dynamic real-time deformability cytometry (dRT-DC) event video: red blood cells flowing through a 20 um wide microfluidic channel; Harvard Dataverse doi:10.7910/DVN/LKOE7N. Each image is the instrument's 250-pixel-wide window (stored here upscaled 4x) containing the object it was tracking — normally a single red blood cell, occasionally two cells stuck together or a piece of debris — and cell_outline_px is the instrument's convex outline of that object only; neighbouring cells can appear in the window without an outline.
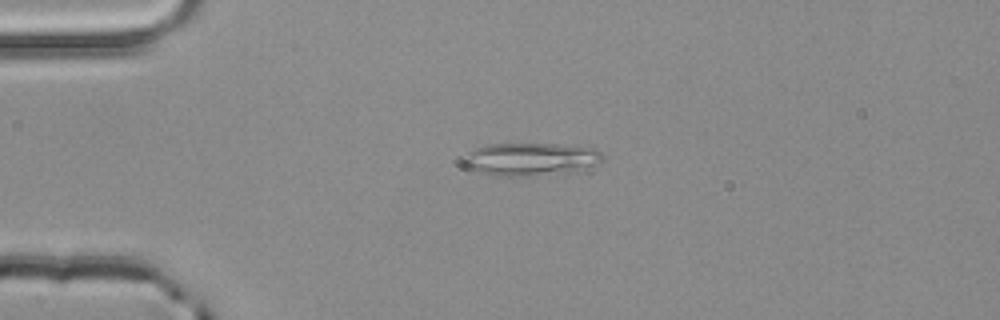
{"species": "common noctule bat (a hibernating species)", "species_latin": "Nyctalus noctula", "temperature_condition": "room temperature", "stored_images_in_passage": 3, "camera_frame_rate_fps": 3000, "um_per_image_px": 0.085, "animal": {"sex": "male", "body_mass_g": 20.4}, "frame": {"image": 1, "passage_image": 2, "time_ms": 0.333, "image_size_px": [1000, 320], "cell_outline_px": [[604, 156], [600, 160], [568, 172], [520, 176], [492, 176], [480, 172], [472, 168], [464, 160], [464, 156], [468, 152], [476, 148], [488, 144], [552, 144], [596, 148]], "centroid_in_image_um": [45.04, 13.51], "position_along_channel_um": 40.0, "area_um2": 25.72}}